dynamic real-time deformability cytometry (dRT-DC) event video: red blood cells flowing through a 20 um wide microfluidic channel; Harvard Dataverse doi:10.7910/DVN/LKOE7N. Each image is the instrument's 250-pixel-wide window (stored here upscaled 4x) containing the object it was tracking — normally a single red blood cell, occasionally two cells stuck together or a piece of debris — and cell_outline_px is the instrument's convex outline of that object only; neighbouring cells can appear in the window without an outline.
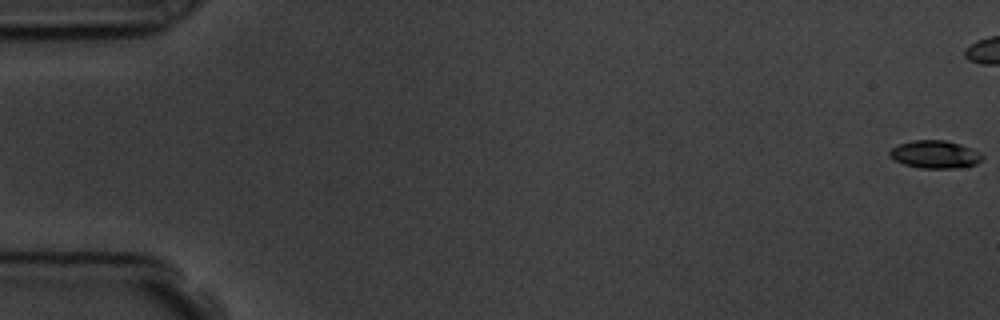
{"species": "common noctule bat (a hibernating species)", "species_latin": "Nyctalus noctula", "temperature_condition": "room temperature", "stored_images_in_passage": 6, "camera_frame_rate_fps": 3000, "um_per_image_px": 0.085, "animal": {"sex": "male", "body_mass_g": 19.5, "forearm_length_mm": 54.6}, "frame": {"image": 1, "passage_image": 1, "time_ms": 0.0, "image_size_px": [1000, 320], "cell_outline_px": [[984, 156], [976, 164], [960, 168], [920, 168], [904, 164], [888, 156], [888, 152], [896, 144], [912, 140], [944, 140], [960, 144], [980, 152]], "centroid_in_image_um": [79.45, 13.12], "position_along_channel_um": 5.6, "area_um2": 15.09}}